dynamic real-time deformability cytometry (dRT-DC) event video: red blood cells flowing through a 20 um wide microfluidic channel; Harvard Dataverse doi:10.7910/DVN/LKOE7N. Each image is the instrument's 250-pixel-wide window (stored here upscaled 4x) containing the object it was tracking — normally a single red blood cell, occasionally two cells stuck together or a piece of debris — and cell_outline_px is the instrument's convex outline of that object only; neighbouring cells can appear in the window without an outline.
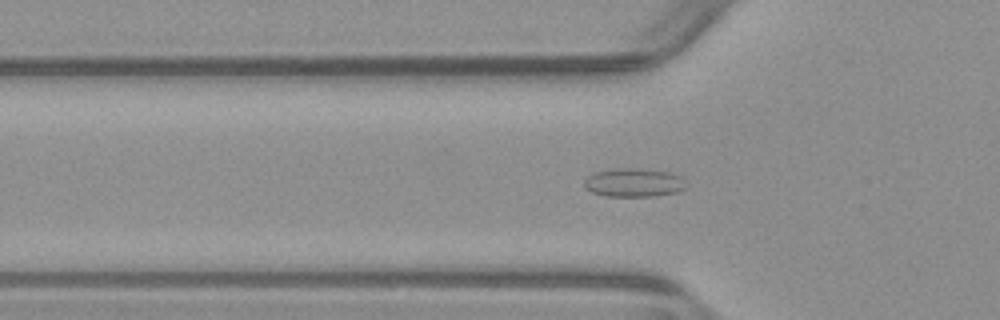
{"species": "common noctule bat (a hibernating species)", "species_latin": "Nyctalus noctula", "temperature_condition": "warm", "stored_images_in_passage": 53, "camera_frame_rate_fps": 3000, "um_per_image_px": 0.085, "animal": {"sex": "male", "body_mass_g": 23.1, "forearm_length_mm": 52.7}, "frame": {"image": 1, "passage_image": 17, "time_ms": 5.333, "image_size_px": [1000, 320], "cell_outline_px": [[684, 188], [676, 192], [656, 196], [608, 196], [592, 192], [584, 188], [584, 180], [588, 176], [596, 172], [616, 168], [636, 168], [672, 172], [680, 176]], "centroid_in_image_um": [53.83, 15.51], "position_along_channel_um": 72.0, "area_um2": 16.82}}
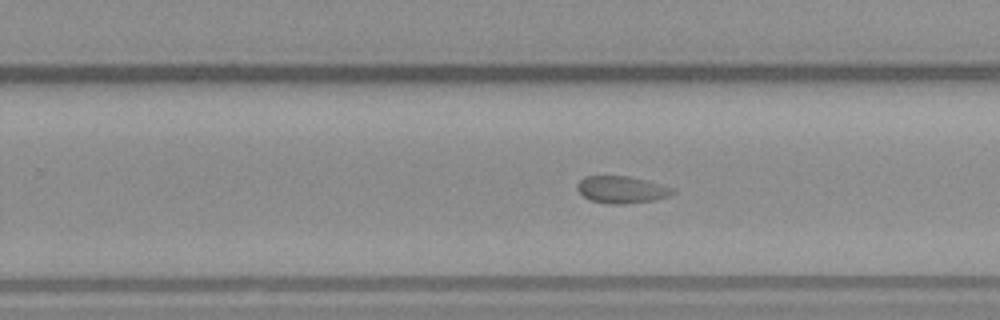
{"frame": {"image": 2, "passage_image": 33, "time_ms": 10.667, "image_size_px": [1000, 320], "cell_outline_px": [[676, 192], [668, 196], [652, 200], [624, 204], [612, 204], [592, 200], [584, 196], [576, 188], [576, 184], [584, 176], [628, 176], [644, 180], [672, 188]], "centroid_in_image_um": [52.8, 16.11], "position_along_channel_um": 277.0, "area_um2": 14.74}}
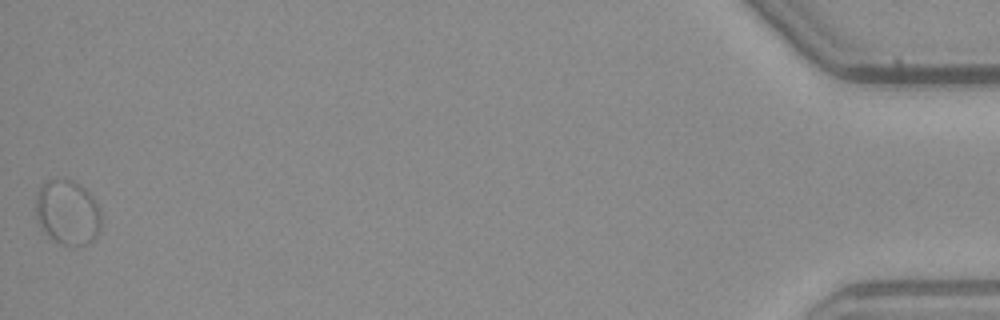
{"frame": {"image": 3, "passage_image": 53, "time_ms": 17.333, "image_size_px": [1000, 320], "cell_outline_px": [[100, 228], [96, 236], [92, 240], [84, 244], [60, 244], [40, 224], [36, 216], [36, 196], [44, 180], [56, 176], [72, 180], [80, 184], [96, 200], [100, 212]], "centroid_in_image_um": [5.74, 17.96], "position_along_channel_um": 429.5, "area_um2": 24.51}, "authors_computed_cell_mechanics": {"area_um2": 16.8198, "velocity_mm_per_s": 3.8394, "shape_relaxation_time_tau1_ms": null, "shape_relaxation_time_tau2_ms": 0.9772, "deformation_change_tau1": null, "deformation_change_tau2": 0.0625}}